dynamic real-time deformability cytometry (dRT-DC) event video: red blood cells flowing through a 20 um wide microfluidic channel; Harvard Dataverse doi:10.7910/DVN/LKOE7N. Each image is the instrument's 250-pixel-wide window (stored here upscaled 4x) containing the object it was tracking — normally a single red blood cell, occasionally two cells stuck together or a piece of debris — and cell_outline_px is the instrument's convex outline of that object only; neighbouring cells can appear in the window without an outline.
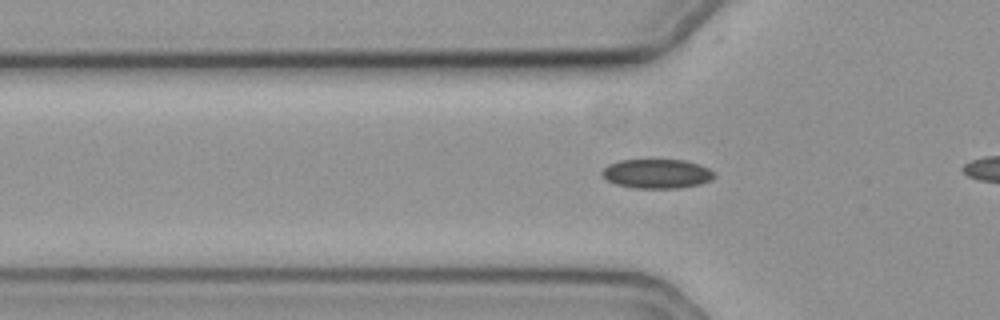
{"species": "common noctule bat (a hibernating species)", "species_latin": "Nyctalus noctula", "temperature_condition": "cold", "stored_images_in_passage": 5, "camera_frame_rate_fps": 3000, "um_per_image_px": 0.085, "animal": {"sex": "female", "body_mass_g": 19.3, "forearm_length_mm": 54.1}, "frame": {"image": 1, "passage_image": 3, "time_ms": 0.667, "image_size_px": [1000, 320], "cell_outline_px": [[716, 176], [712, 180], [700, 184], [680, 188], [636, 188], [616, 184], [608, 180], [600, 172], [608, 164], [620, 160], [684, 160], [700, 164], [708, 168]], "centroid_in_image_um": [55.86, 14.76], "position_along_channel_um": 69.9, "area_um2": 19.13}}